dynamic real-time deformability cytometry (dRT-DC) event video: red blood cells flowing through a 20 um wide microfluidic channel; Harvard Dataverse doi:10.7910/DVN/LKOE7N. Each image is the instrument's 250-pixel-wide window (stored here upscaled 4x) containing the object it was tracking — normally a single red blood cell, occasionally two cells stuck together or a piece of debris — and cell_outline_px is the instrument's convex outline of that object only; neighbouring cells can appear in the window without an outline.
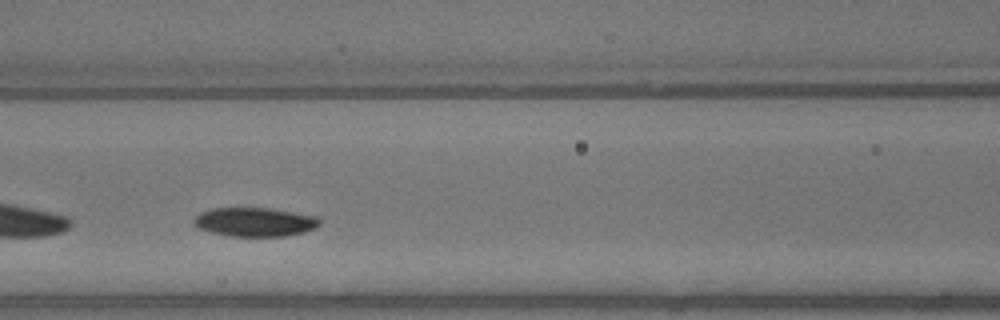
{"species": "common noctule bat (a hibernating species)", "species_latin": "Nyctalus noctula", "temperature_condition": "warm", "stored_images_in_passage": 28, "camera_frame_rate_fps": 3000, "um_per_image_px": 0.085, "animal": {"sex": "male", "body_mass_g": 13.3}, "frame": {"image": 1, "passage_image": 11, "time_ms": 3.333, "image_size_px": [1000, 320], "cell_outline_px": [[320, 224], [316, 228], [304, 232], [284, 236], [232, 236], [212, 232], [200, 228], [192, 224], [192, 220], [200, 212], [212, 208], [268, 208], [316, 216], [320, 220]], "centroid_in_image_um": [21.65, 18.86], "position_along_channel_um": 145.0, "area_um2": 21.1}}
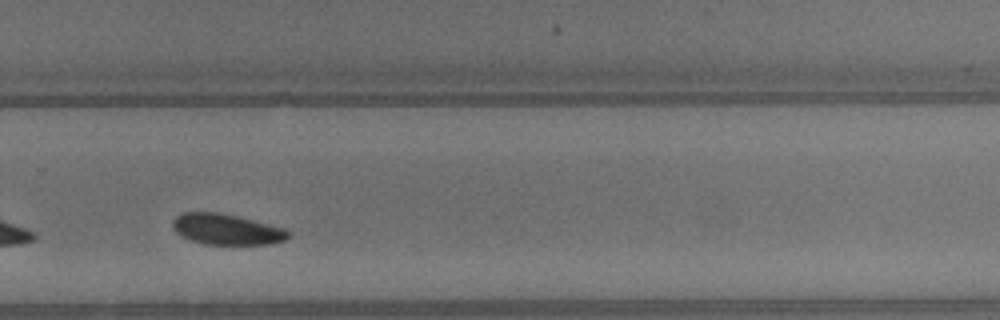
{"frame": {"image": 2, "passage_image": 22, "time_ms": 7.0, "image_size_px": [1000, 320], "cell_outline_px": [[292, 236], [284, 240], [272, 244], [208, 244], [192, 240], [176, 232], [172, 228], [172, 220], [176, 216], [184, 212], [220, 212], [288, 228], [292, 232]], "centroid_in_image_um": [19.33, 19.48], "position_along_channel_um": 310.5, "area_um2": 20.92}}
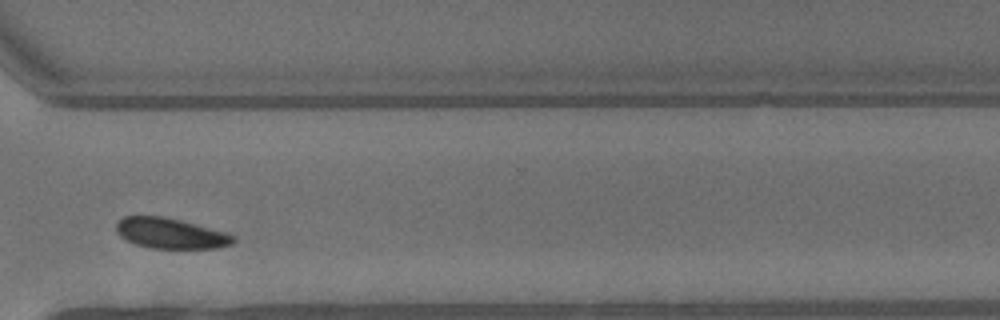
{"frame": {"image": 3, "passage_image": 25, "time_ms": 8.0, "image_size_px": [1000, 320], "cell_outline_px": [[236, 240], [232, 244], [216, 248], [152, 248], [136, 244], [120, 236], [116, 228], [116, 224], [124, 216], [160, 216], [228, 232], [236, 236]], "centroid_in_image_um": [14.54, 19.84], "position_along_channel_um": 356.1, "area_um2": 20.52}, "authors_computed_cell_mechanics": {"area_um2": 21.9062, "velocity_mm_per_s": 4.527, "shape_relaxation_time_tau1_ms": 3.9378, "shape_relaxation_time_tau2_ms": null, "deformation_change_tau1": 0.13, "deformation_change_tau2": null}}